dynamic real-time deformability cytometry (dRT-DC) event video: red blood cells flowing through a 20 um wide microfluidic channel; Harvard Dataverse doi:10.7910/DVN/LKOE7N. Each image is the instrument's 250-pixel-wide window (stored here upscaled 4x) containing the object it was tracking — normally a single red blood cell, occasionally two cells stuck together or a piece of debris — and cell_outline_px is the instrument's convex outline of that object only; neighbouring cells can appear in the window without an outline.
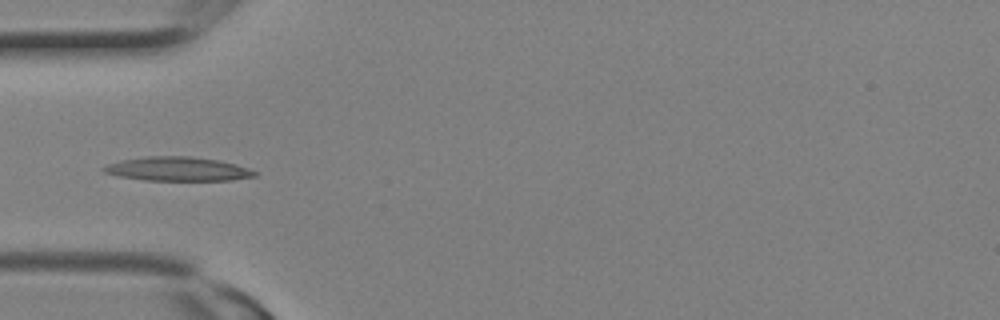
{"species": "Egyptian fruit bat (a non-hibernating species)", "species_latin": "Rousettus aegyptiacus", "temperature_condition": "room temperature", "stored_images_in_passage": 2, "camera_frame_rate_fps": 3000, "um_per_image_px": 0.085, "animal": {"sex": "female"}, "frame": {"image": 1, "passage_image": 2, "time_ms": 0.333, "image_size_px": [1000, 320], "cell_outline_px": [[256, 176], [232, 180], [144, 180], [120, 176], [104, 172], [100, 168], [108, 164], [120, 160], [144, 156], [188, 156], [220, 160], [236, 164], [248, 168], [256, 172]], "centroid_in_image_um": [15.09, 14.35], "position_along_channel_um": 69.9, "area_um2": 21.1}}